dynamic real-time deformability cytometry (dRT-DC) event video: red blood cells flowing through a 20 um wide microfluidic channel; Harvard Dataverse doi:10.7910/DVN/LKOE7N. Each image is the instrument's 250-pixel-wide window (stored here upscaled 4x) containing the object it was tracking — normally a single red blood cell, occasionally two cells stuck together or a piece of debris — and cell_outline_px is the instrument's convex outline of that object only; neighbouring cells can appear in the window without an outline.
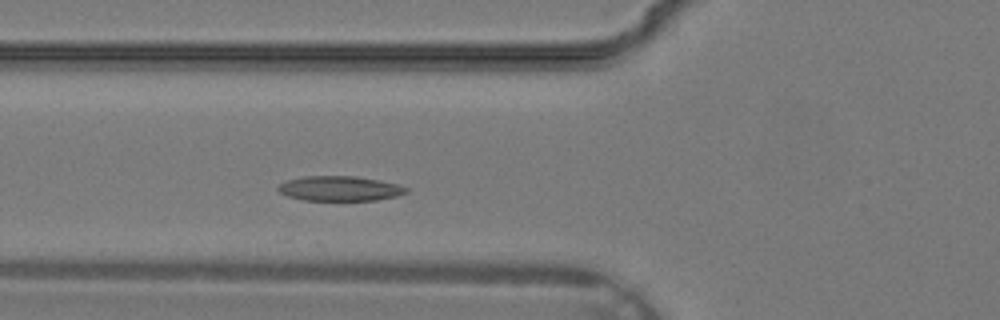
{"species": "common noctule bat (a hibernating species)", "species_latin": "Nyctalus noctula", "temperature_condition": "warm", "stored_images_in_passage": 28, "camera_frame_rate_fps": 3000, "um_per_image_px": 0.085, "animal": {"sex": "male", "body_mass_g": 19.2, "forearm_length_mm": 51.8}, "frame": {"image": 1, "passage_image": 5, "time_ms": 1.333, "image_size_px": [1000, 320], "cell_outline_px": [[408, 192], [396, 196], [376, 200], [304, 200], [288, 196], [280, 192], [276, 188], [280, 184], [288, 180], [304, 176], [356, 176], [396, 184], [408, 188]], "centroid_in_image_um": [28.86, 16.02], "position_along_channel_um": 96.9, "area_um2": 18.32}}
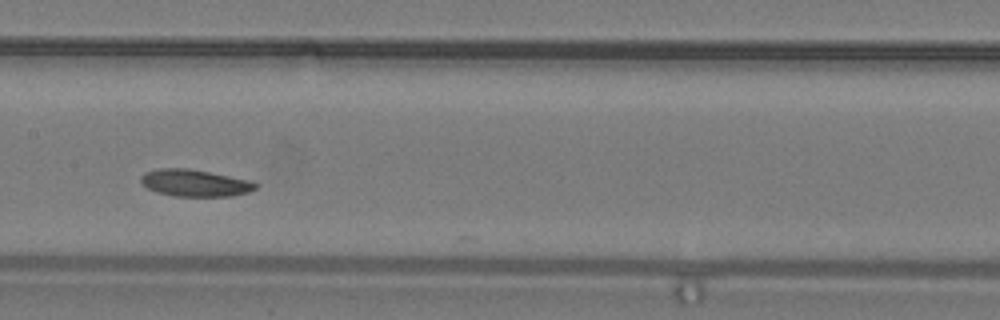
{"frame": {"image": 2, "passage_image": 10, "time_ms": 3.0, "image_size_px": [1000, 320], "cell_outline_px": [[260, 184], [256, 188], [248, 192], [232, 196], [172, 196], [156, 192], [148, 188], [140, 180], [140, 176], [144, 172], [160, 168], [188, 168], [252, 180]], "centroid_in_image_um": [16.58, 15.55], "position_along_channel_um": 190.8, "area_um2": 18.15}}
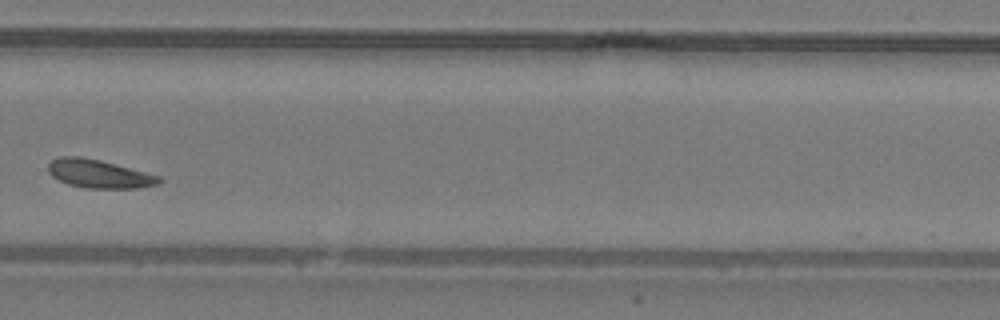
{"frame": {"image": 3, "passage_image": 17, "time_ms": 5.333, "image_size_px": [1000, 320], "cell_outline_px": [[164, 180], [160, 184], [140, 188], [88, 188], [68, 184], [52, 176], [48, 172], [48, 164], [52, 160], [60, 156], [80, 156], [100, 160], [160, 176]], "centroid_in_image_um": [8.44, 14.78], "position_along_channel_um": 321.4, "area_um2": 18.32}}